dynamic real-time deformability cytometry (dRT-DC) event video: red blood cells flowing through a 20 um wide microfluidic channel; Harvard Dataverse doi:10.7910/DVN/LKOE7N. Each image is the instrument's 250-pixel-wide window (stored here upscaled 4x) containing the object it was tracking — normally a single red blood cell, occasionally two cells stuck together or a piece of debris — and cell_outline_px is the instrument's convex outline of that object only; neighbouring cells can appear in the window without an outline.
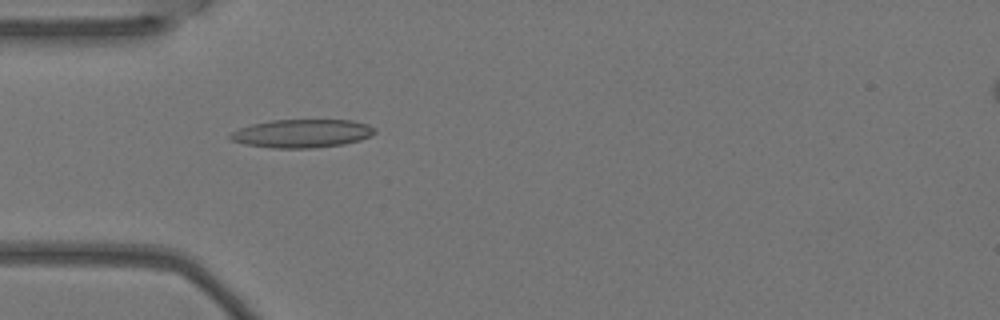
{"species": "Egyptian fruit bat (a non-hibernating species)", "species_latin": "Rousettus aegyptiacus", "temperature_condition": "warm", "stored_images_in_passage": 4, "camera_frame_rate_fps": 3000, "um_per_image_px": 0.085, "animal": {"sex": "female"}, "frame": {"image": 1, "passage_image": 4, "time_ms": 1.0, "image_size_px": [1000, 320], "cell_outline_px": [[376, 132], [360, 140], [344, 144], [312, 148], [272, 148], [244, 144], [232, 140], [228, 136], [232, 132], [240, 128], [252, 124], [272, 120], [352, 120], [368, 124], [376, 128]], "centroid_in_image_um": [25.68, 11.34], "position_along_channel_um": 59.3, "area_um2": 23.81}}